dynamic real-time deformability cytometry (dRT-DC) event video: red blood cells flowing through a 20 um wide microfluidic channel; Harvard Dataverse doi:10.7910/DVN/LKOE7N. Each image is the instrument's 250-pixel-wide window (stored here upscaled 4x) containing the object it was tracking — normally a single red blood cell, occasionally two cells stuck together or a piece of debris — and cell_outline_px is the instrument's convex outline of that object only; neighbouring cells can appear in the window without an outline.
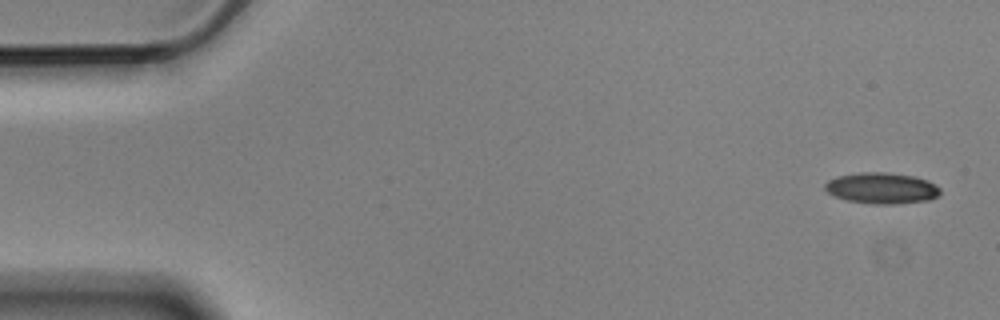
{"species": "Egyptian fruit bat (a non-hibernating species)", "species_latin": "Rousettus aegyptiacus", "temperature_condition": "cold", "stored_images_in_passage": 5, "segment_of_instrument_passage": [1, 2], "camera_frame_rate_fps": 3000, "um_per_image_px": 0.085, "animal": {"sex": "male"}, "frame": {"image": 1, "passage_image": 1, "time_ms": 0.0, "image_size_px": [1000, 320], "cell_outline_px": [[940, 192], [936, 196], [928, 200], [896, 204], [872, 204], [848, 200], [836, 196], [828, 192], [824, 188], [824, 184], [828, 180], [836, 176], [860, 172], [884, 172], [912, 176], [928, 180], [940, 188]], "centroid_in_image_um": [74.92, 15.99], "position_along_channel_um": 10.1, "area_um2": 20.75}}
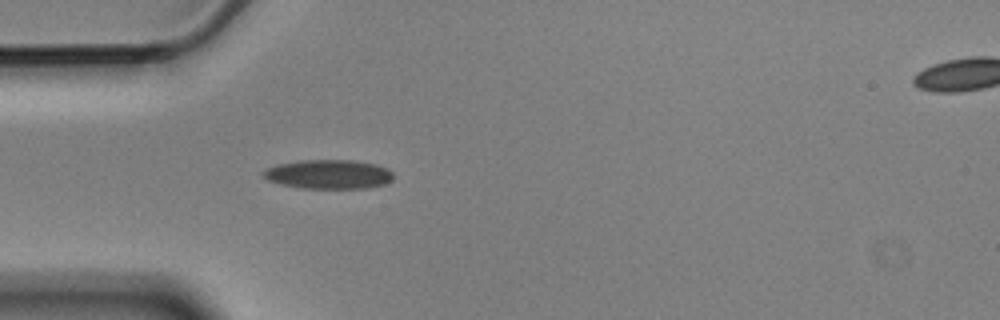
{"frame": {"image": 2, "passage_image": 4, "time_ms": 1.0, "image_size_px": [1000, 320], "cell_outline_px": [[392, 180], [384, 184], [368, 188], [300, 188], [280, 184], [268, 180], [260, 172], [264, 168], [276, 164], [300, 160], [352, 160], [376, 164], [388, 168], [392, 172]], "centroid_in_image_um": [27.89, 14.8], "position_along_channel_um": 57.1, "area_um2": 22.31}}